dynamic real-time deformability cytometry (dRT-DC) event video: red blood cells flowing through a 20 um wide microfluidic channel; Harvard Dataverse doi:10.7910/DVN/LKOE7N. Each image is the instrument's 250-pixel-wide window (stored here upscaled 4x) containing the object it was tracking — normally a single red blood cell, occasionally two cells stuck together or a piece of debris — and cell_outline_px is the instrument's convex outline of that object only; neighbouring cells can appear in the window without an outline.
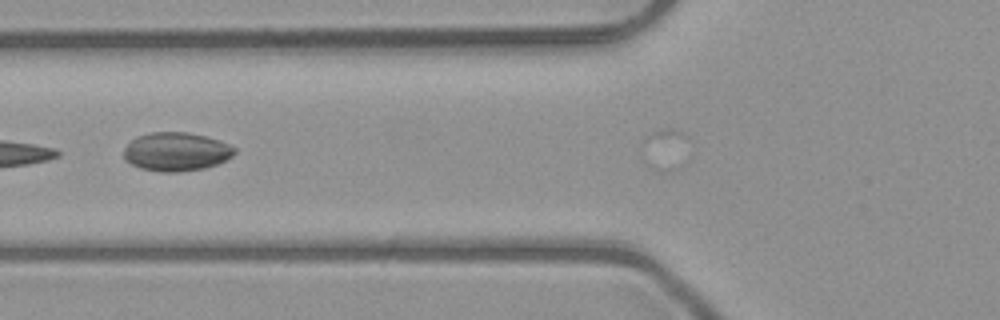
{"species": "common noctule bat (a hibernating species)", "species_latin": "Nyctalus noctula", "temperature_condition": "room temperature", "stored_images_in_passage": 8, "camera_frame_rate_fps": 3000, "um_per_image_px": 0.085, "animal": {"sex": "male", "body_mass_g": 23.1, "forearm_length_mm": 52.7}, "frame": {"image": 1, "passage_image": 6, "time_ms": 1.667, "image_size_px": [1000, 320], "cell_outline_px": [[236, 152], [232, 156], [216, 164], [204, 168], [180, 172], [160, 172], [140, 168], [124, 160], [124, 148], [136, 136], [152, 132], [188, 132], [220, 140], [236, 148]], "centroid_in_image_um": [14.97, 12.89], "position_along_channel_um": 110.8, "area_um2": 24.97}}